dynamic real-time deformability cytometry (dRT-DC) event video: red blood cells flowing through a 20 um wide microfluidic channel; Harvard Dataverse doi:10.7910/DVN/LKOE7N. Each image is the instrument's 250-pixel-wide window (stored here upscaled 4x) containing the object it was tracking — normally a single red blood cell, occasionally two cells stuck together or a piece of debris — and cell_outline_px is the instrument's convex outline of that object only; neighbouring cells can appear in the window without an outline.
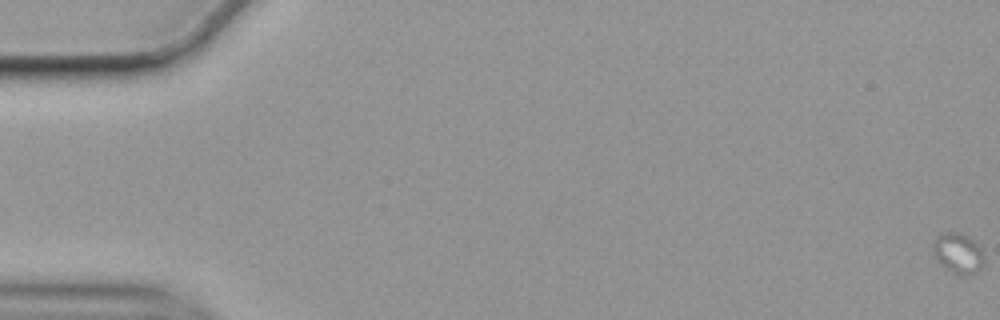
{"species": "common noctule bat (a hibernating species)", "species_latin": "Nyctalus noctula", "temperature_condition": "cold", "stored_images_in_passage": 17, "camera_frame_rate_fps": 3000, "um_per_image_px": 0.085, "animal": {"sex": "female", "body_mass_g": 19.9}, "frame": {"image": 1, "passage_image": 1, "time_ms": 0.0, "image_size_px": [1000, 320], "cell_outline_px": [[984, 260], [980, 268], [968, 276], [960, 276], [952, 272], [940, 264], [936, 260], [932, 252], [932, 248], [936, 236], [940, 232], [960, 232], [968, 236], [980, 248], [984, 256]], "centroid_in_image_um": [81.4, 21.52], "position_along_channel_um": 3.6, "area_um2": 12.14}}